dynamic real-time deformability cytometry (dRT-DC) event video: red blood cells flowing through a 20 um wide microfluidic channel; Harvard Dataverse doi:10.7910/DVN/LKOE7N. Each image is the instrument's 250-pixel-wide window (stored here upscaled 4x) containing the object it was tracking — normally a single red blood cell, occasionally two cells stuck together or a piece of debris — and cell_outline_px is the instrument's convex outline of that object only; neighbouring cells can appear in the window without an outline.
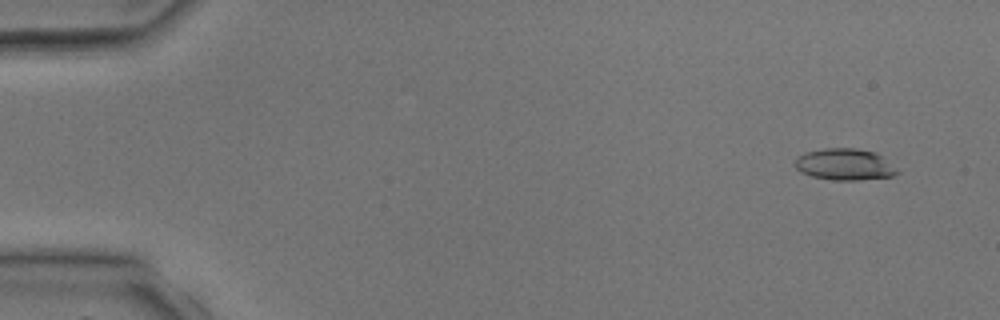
{"species": "common noctule bat (a hibernating species)", "species_latin": "Nyctalus noctula", "temperature_condition": "room temperature", "stored_images_in_passage": 3, "camera_frame_rate_fps": 3000, "um_per_image_px": 0.085, "animal": {"sex": "male", "body_mass_g": 17.9, "forearm_length_mm": 54.2}, "frame": {"image": 1, "passage_image": 1, "time_ms": 0.0, "image_size_px": [1000, 320], "cell_outline_px": [[900, 172], [892, 176], [860, 180], [832, 180], [812, 176], [800, 172], [796, 168], [796, 156], [804, 152], [824, 148], [856, 148], [876, 152], [896, 168]], "centroid_in_image_um": [71.78, 13.97], "position_along_channel_um": 13.2, "area_um2": 18.84}}